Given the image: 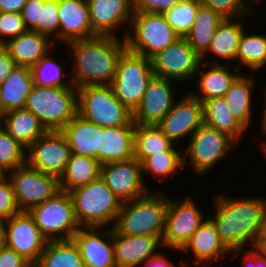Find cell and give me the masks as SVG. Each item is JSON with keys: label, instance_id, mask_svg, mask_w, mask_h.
<instances>
[{"label": "cell", "instance_id": "cell-2", "mask_svg": "<svg viewBox=\"0 0 266 267\" xmlns=\"http://www.w3.org/2000/svg\"><path fill=\"white\" fill-rule=\"evenodd\" d=\"M66 46L71 50L69 55L73 56L70 75L76 88L83 85H111L118 61L127 49L125 38L115 36H94L69 42Z\"/></svg>", "mask_w": 266, "mask_h": 267}, {"label": "cell", "instance_id": "cell-54", "mask_svg": "<svg viewBox=\"0 0 266 267\" xmlns=\"http://www.w3.org/2000/svg\"><path fill=\"white\" fill-rule=\"evenodd\" d=\"M6 246L5 228L3 222H0V251Z\"/></svg>", "mask_w": 266, "mask_h": 267}, {"label": "cell", "instance_id": "cell-50", "mask_svg": "<svg viewBox=\"0 0 266 267\" xmlns=\"http://www.w3.org/2000/svg\"><path fill=\"white\" fill-rule=\"evenodd\" d=\"M17 67L8 51L0 46V85L5 82L11 72Z\"/></svg>", "mask_w": 266, "mask_h": 267}, {"label": "cell", "instance_id": "cell-6", "mask_svg": "<svg viewBox=\"0 0 266 267\" xmlns=\"http://www.w3.org/2000/svg\"><path fill=\"white\" fill-rule=\"evenodd\" d=\"M77 114L104 128L129 124L132 112L122 104L111 85H83L77 88Z\"/></svg>", "mask_w": 266, "mask_h": 267}, {"label": "cell", "instance_id": "cell-37", "mask_svg": "<svg viewBox=\"0 0 266 267\" xmlns=\"http://www.w3.org/2000/svg\"><path fill=\"white\" fill-rule=\"evenodd\" d=\"M33 267H84V264L78 247L71 239L48 241Z\"/></svg>", "mask_w": 266, "mask_h": 267}, {"label": "cell", "instance_id": "cell-40", "mask_svg": "<svg viewBox=\"0 0 266 267\" xmlns=\"http://www.w3.org/2000/svg\"><path fill=\"white\" fill-rule=\"evenodd\" d=\"M26 148L3 128L0 131V175L15 170L26 163Z\"/></svg>", "mask_w": 266, "mask_h": 267}, {"label": "cell", "instance_id": "cell-30", "mask_svg": "<svg viewBox=\"0 0 266 267\" xmlns=\"http://www.w3.org/2000/svg\"><path fill=\"white\" fill-rule=\"evenodd\" d=\"M33 85L31 68L17 66L0 85L3 114L12 110L24 109Z\"/></svg>", "mask_w": 266, "mask_h": 267}, {"label": "cell", "instance_id": "cell-41", "mask_svg": "<svg viewBox=\"0 0 266 267\" xmlns=\"http://www.w3.org/2000/svg\"><path fill=\"white\" fill-rule=\"evenodd\" d=\"M200 5L197 0H182L163 15L173 30L184 37L191 30Z\"/></svg>", "mask_w": 266, "mask_h": 267}, {"label": "cell", "instance_id": "cell-24", "mask_svg": "<svg viewBox=\"0 0 266 267\" xmlns=\"http://www.w3.org/2000/svg\"><path fill=\"white\" fill-rule=\"evenodd\" d=\"M192 253L196 267H211L217 260L228 257L230 253L222 245L213 221L206 217L199 228L191 235L180 253ZM200 265V266H198ZM202 265V266H201ZM213 267V266H212Z\"/></svg>", "mask_w": 266, "mask_h": 267}, {"label": "cell", "instance_id": "cell-9", "mask_svg": "<svg viewBox=\"0 0 266 267\" xmlns=\"http://www.w3.org/2000/svg\"><path fill=\"white\" fill-rule=\"evenodd\" d=\"M154 76L150 58L126 49L118 61L111 87L115 97L133 112Z\"/></svg>", "mask_w": 266, "mask_h": 267}, {"label": "cell", "instance_id": "cell-25", "mask_svg": "<svg viewBox=\"0 0 266 267\" xmlns=\"http://www.w3.org/2000/svg\"><path fill=\"white\" fill-rule=\"evenodd\" d=\"M135 122L104 128L99 133V149L96 150V159L101 165L110 162L128 161L134 158V128Z\"/></svg>", "mask_w": 266, "mask_h": 267}, {"label": "cell", "instance_id": "cell-43", "mask_svg": "<svg viewBox=\"0 0 266 267\" xmlns=\"http://www.w3.org/2000/svg\"><path fill=\"white\" fill-rule=\"evenodd\" d=\"M59 12L58 0H46L41 7L38 33L46 35L58 44Z\"/></svg>", "mask_w": 266, "mask_h": 267}, {"label": "cell", "instance_id": "cell-57", "mask_svg": "<svg viewBox=\"0 0 266 267\" xmlns=\"http://www.w3.org/2000/svg\"><path fill=\"white\" fill-rule=\"evenodd\" d=\"M262 236H266V209H265L264 229H263V235Z\"/></svg>", "mask_w": 266, "mask_h": 267}, {"label": "cell", "instance_id": "cell-55", "mask_svg": "<svg viewBox=\"0 0 266 267\" xmlns=\"http://www.w3.org/2000/svg\"><path fill=\"white\" fill-rule=\"evenodd\" d=\"M257 247L266 256V236H262L257 244Z\"/></svg>", "mask_w": 266, "mask_h": 267}, {"label": "cell", "instance_id": "cell-19", "mask_svg": "<svg viewBox=\"0 0 266 267\" xmlns=\"http://www.w3.org/2000/svg\"><path fill=\"white\" fill-rule=\"evenodd\" d=\"M89 8L90 23L92 26V37L115 36L123 25L126 38L129 31L131 18L133 16V0H87Z\"/></svg>", "mask_w": 266, "mask_h": 267}, {"label": "cell", "instance_id": "cell-45", "mask_svg": "<svg viewBox=\"0 0 266 267\" xmlns=\"http://www.w3.org/2000/svg\"><path fill=\"white\" fill-rule=\"evenodd\" d=\"M20 212L13 192V187L6 175H0V222L8 220Z\"/></svg>", "mask_w": 266, "mask_h": 267}, {"label": "cell", "instance_id": "cell-32", "mask_svg": "<svg viewBox=\"0 0 266 267\" xmlns=\"http://www.w3.org/2000/svg\"><path fill=\"white\" fill-rule=\"evenodd\" d=\"M101 163L96 158L71 154L64 173L59 178L60 190L69 192L98 179Z\"/></svg>", "mask_w": 266, "mask_h": 267}, {"label": "cell", "instance_id": "cell-20", "mask_svg": "<svg viewBox=\"0 0 266 267\" xmlns=\"http://www.w3.org/2000/svg\"><path fill=\"white\" fill-rule=\"evenodd\" d=\"M72 240L79 249L84 267H116L113 227H81Z\"/></svg>", "mask_w": 266, "mask_h": 267}, {"label": "cell", "instance_id": "cell-3", "mask_svg": "<svg viewBox=\"0 0 266 267\" xmlns=\"http://www.w3.org/2000/svg\"><path fill=\"white\" fill-rule=\"evenodd\" d=\"M168 195L160 189L135 200L122 202L113 229L120 235L155 236L162 240L165 231Z\"/></svg>", "mask_w": 266, "mask_h": 267}, {"label": "cell", "instance_id": "cell-52", "mask_svg": "<svg viewBox=\"0 0 266 267\" xmlns=\"http://www.w3.org/2000/svg\"><path fill=\"white\" fill-rule=\"evenodd\" d=\"M28 0H0V12L21 13Z\"/></svg>", "mask_w": 266, "mask_h": 267}, {"label": "cell", "instance_id": "cell-28", "mask_svg": "<svg viewBox=\"0 0 266 267\" xmlns=\"http://www.w3.org/2000/svg\"><path fill=\"white\" fill-rule=\"evenodd\" d=\"M255 75L241 74L231 84L230 89L223 96L229 105V110L235 119L248 131L251 129L253 119V95L255 85ZM252 92V93H251Z\"/></svg>", "mask_w": 266, "mask_h": 267}, {"label": "cell", "instance_id": "cell-51", "mask_svg": "<svg viewBox=\"0 0 266 267\" xmlns=\"http://www.w3.org/2000/svg\"><path fill=\"white\" fill-rule=\"evenodd\" d=\"M168 256V254L165 255V252L159 251L157 254L149 257L143 267H178V264L175 265Z\"/></svg>", "mask_w": 266, "mask_h": 267}, {"label": "cell", "instance_id": "cell-49", "mask_svg": "<svg viewBox=\"0 0 266 267\" xmlns=\"http://www.w3.org/2000/svg\"><path fill=\"white\" fill-rule=\"evenodd\" d=\"M0 267H33L15 250L5 246L0 251Z\"/></svg>", "mask_w": 266, "mask_h": 267}, {"label": "cell", "instance_id": "cell-33", "mask_svg": "<svg viewBox=\"0 0 266 267\" xmlns=\"http://www.w3.org/2000/svg\"><path fill=\"white\" fill-rule=\"evenodd\" d=\"M204 124L227 133L237 143L247 130L235 119L223 97L203 101Z\"/></svg>", "mask_w": 266, "mask_h": 267}, {"label": "cell", "instance_id": "cell-12", "mask_svg": "<svg viewBox=\"0 0 266 267\" xmlns=\"http://www.w3.org/2000/svg\"><path fill=\"white\" fill-rule=\"evenodd\" d=\"M6 176L12 184L20 211L28 212L61 191L58 177L43 173L27 163L7 173Z\"/></svg>", "mask_w": 266, "mask_h": 267}, {"label": "cell", "instance_id": "cell-46", "mask_svg": "<svg viewBox=\"0 0 266 267\" xmlns=\"http://www.w3.org/2000/svg\"><path fill=\"white\" fill-rule=\"evenodd\" d=\"M182 0H133V12L164 14Z\"/></svg>", "mask_w": 266, "mask_h": 267}, {"label": "cell", "instance_id": "cell-5", "mask_svg": "<svg viewBox=\"0 0 266 267\" xmlns=\"http://www.w3.org/2000/svg\"><path fill=\"white\" fill-rule=\"evenodd\" d=\"M25 109L32 112L47 131H61L77 115V88L33 85Z\"/></svg>", "mask_w": 266, "mask_h": 267}, {"label": "cell", "instance_id": "cell-14", "mask_svg": "<svg viewBox=\"0 0 266 267\" xmlns=\"http://www.w3.org/2000/svg\"><path fill=\"white\" fill-rule=\"evenodd\" d=\"M71 149L61 131H47L26 150V163L58 178L64 173Z\"/></svg>", "mask_w": 266, "mask_h": 267}, {"label": "cell", "instance_id": "cell-23", "mask_svg": "<svg viewBox=\"0 0 266 267\" xmlns=\"http://www.w3.org/2000/svg\"><path fill=\"white\" fill-rule=\"evenodd\" d=\"M113 245L116 267H143L149 257L163 248L162 240L158 237L120 235L114 229Z\"/></svg>", "mask_w": 266, "mask_h": 267}, {"label": "cell", "instance_id": "cell-18", "mask_svg": "<svg viewBox=\"0 0 266 267\" xmlns=\"http://www.w3.org/2000/svg\"><path fill=\"white\" fill-rule=\"evenodd\" d=\"M181 97L157 124V127L178 146L183 139L185 140L188 135L190 138L204 124L203 103L189 92Z\"/></svg>", "mask_w": 266, "mask_h": 267}, {"label": "cell", "instance_id": "cell-39", "mask_svg": "<svg viewBox=\"0 0 266 267\" xmlns=\"http://www.w3.org/2000/svg\"><path fill=\"white\" fill-rule=\"evenodd\" d=\"M141 169L144 182L145 175L149 173L161 183L169 176L174 178L175 174H179V171L184 169L183 151H163L148 156L141 162Z\"/></svg>", "mask_w": 266, "mask_h": 267}, {"label": "cell", "instance_id": "cell-16", "mask_svg": "<svg viewBox=\"0 0 266 267\" xmlns=\"http://www.w3.org/2000/svg\"><path fill=\"white\" fill-rule=\"evenodd\" d=\"M100 176L122 202L143 197L151 191L144 182L141 162L136 158L105 163L101 165Z\"/></svg>", "mask_w": 266, "mask_h": 267}, {"label": "cell", "instance_id": "cell-47", "mask_svg": "<svg viewBox=\"0 0 266 267\" xmlns=\"http://www.w3.org/2000/svg\"><path fill=\"white\" fill-rule=\"evenodd\" d=\"M46 0H28L21 11L22 18L28 31L38 32L41 7Z\"/></svg>", "mask_w": 266, "mask_h": 267}, {"label": "cell", "instance_id": "cell-10", "mask_svg": "<svg viewBox=\"0 0 266 267\" xmlns=\"http://www.w3.org/2000/svg\"><path fill=\"white\" fill-rule=\"evenodd\" d=\"M28 212L48 241L71 240L81 228L74 214L71 197L65 191L58 192Z\"/></svg>", "mask_w": 266, "mask_h": 267}, {"label": "cell", "instance_id": "cell-31", "mask_svg": "<svg viewBox=\"0 0 266 267\" xmlns=\"http://www.w3.org/2000/svg\"><path fill=\"white\" fill-rule=\"evenodd\" d=\"M2 120L3 129L26 149L47 132L39 119L25 108L4 113Z\"/></svg>", "mask_w": 266, "mask_h": 267}, {"label": "cell", "instance_id": "cell-26", "mask_svg": "<svg viewBox=\"0 0 266 267\" xmlns=\"http://www.w3.org/2000/svg\"><path fill=\"white\" fill-rule=\"evenodd\" d=\"M244 18L245 17L225 18L216 29L210 46L208 47L207 51L201 56V61L207 63V59H209L208 56H210L211 54L213 58L216 57V60H211V63L221 64V60L223 59L226 64L234 63L233 65H235L240 37L245 30L244 26H246L242 22ZM217 58H219L220 61Z\"/></svg>", "mask_w": 266, "mask_h": 267}, {"label": "cell", "instance_id": "cell-29", "mask_svg": "<svg viewBox=\"0 0 266 267\" xmlns=\"http://www.w3.org/2000/svg\"><path fill=\"white\" fill-rule=\"evenodd\" d=\"M72 154L96 158L101 126L76 115L62 130Z\"/></svg>", "mask_w": 266, "mask_h": 267}, {"label": "cell", "instance_id": "cell-17", "mask_svg": "<svg viewBox=\"0 0 266 267\" xmlns=\"http://www.w3.org/2000/svg\"><path fill=\"white\" fill-rule=\"evenodd\" d=\"M176 85L174 80L154 76L140 103L132 112L135 124L157 125L170 112L179 98Z\"/></svg>", "mask_w": 266, "mask_h": 267}, {"label": "cell", "instance_id": "cell-36", "mask_svg": "<svg viewBox=\"0 0 266 267\" xmlns=\"http://www.w3.org/2000/svg\"><path fill=\"white\" fill-rule=\"evenodd\" d=\"M247 33V34H246ZM238 62V64H237ZM235 67H246L249 74L262 71L266 67V35L243 31L235 59Z\"/></svg>", "mask_w": 266, "mask_h": 267}, {"label": "cell", "instance_id": "cell-4", "mask_svg": "<svg viewBox=\"0 0 266 267\" xmlns=\"http://www.w3.org/2000/svg\"><path fill=\"white\" fill-rule=\"evenodd\" d=\"M68 193L76 220L81 227L114 226L122 201L106 185L101 176Z\"/></svg>", "mask_w": 266, "mask_h": 267}, {"label": "cell", "instance_id": "cell-42", "mask_svg": "<svg viewBox=\"0 0 266 267\" xmlns=\"http://www.w3.org/2000/svg\"><path fill=\"white\" fill-rule=\"evenodd\" d=\"M201 5L212 8L224 18L251 16L257 9L252 0H197ZM255 4V5H254ZM256 8V9H255Z\"/></svg>", "mask_w": 266, "mask_h": 267}, {"label": "cell", "instance_id": "cell-44", "mask_svg": "<svg viewBox=\"0 0 266 267\" xmlns=\"http://www.w3.org/2000/svg\"><path fill=\"white\" fill-rule=\"evenodd\" d=\"M21 13L0 12V45H5L9 40L26 33Z\"/></svg>", "mask_w": 266, "mask_h": 267}, {"label": "cell", "instance_id": "cell-13", "mask_svg": "<svg viewBox=\"0 0 266 267\" xmlns=\"http://www.w3.org/2000/svg\"><path fill=\"white\" fill-rule=\"evenodd\" d=\"M156 77L174 80L177 83L192 81L201 63V56L184 37L159 51L151 58Z\"/></svg>", "mask_w": 266, "mask_h": 267}, {"label": "cell", "instance_id": "cell-38", "mask_svg": "<svg viewBox=\"0 0 266 267\" xmlns=\"http://www.w3.org/2000/svg\"><path fill=\"white\" fill-rule=\"evenodd\" d=\"M55 46L45 56H43L36 64L31 67L34 85L43 87H63V88H76L71 80V72L67 74L65 71V64H60V61L54 58L53 51ZM53 56V57H52ZM64 67V68H63ZM69 79H64L65 76ZM70 76V77H69Z\"/></svg>", "mask_w": 266, "mask_h": 267}, {"label": "cell", "instance_id": "cell-1", "mask_svg": "<svg viewBox=\"0 0 266 267\" xmlns=\"http://www.w3.org/2000/svg\"><path fill=\"white\" fill-rule=\"evenodd\" d=\"M215 196L214 214L209 217L225 249L231 253L256 247L263 235L266 197Z\"/></svg>", "mask_w": 266, "mask_h": 267}, {"label": "cell", "instance_id": "cell-34", "mask_svg": "<svg viewBox=\"0 0 266 267\" xmlns=\"http://www.w3.org/2000/svg\"><path fill=\"white\" fill-rule=\"evenodd\" d=\"M225 18L212 8L200 5L191 30L184 36L192 48L202 56L210 46L216 29Z\"/></svg>", "mask_w": 266, "mask_h": 267}, {"label": "cell", "instance_id": "cell-22", "mask_svg": "<svg viewBox=\"0 0 266 267\" xmlns=\"http://www.w3.org/2000/svg\"><path fill=\"white\" fill-rule=\"evenodd\" d=\"M210 64L211 65H209L208 62L201 61L195 74V80L198 77L196 83L198 91H189V93L200 102L211 98L223 97L230 89L231 84L241 74V70L236 68L233 64L231 66L232 69L230 68L231 64Z\"/></svg>", "mask_w": 266, "mask_h": 267}, {"label": "cell", "instance_id": "cell-7", "mask_svg": "<svg viewBox=\"0 0 266 267\" xmlns=\"http://www.w3.org/2000/svg\"><path fill=\"white\" fill-rule=\"evenodd\" d=\"M189 144L183 150L184 168L190 166L193 175L207 176L215 165L220 163L231 150L239 145L227 133L210 128L203 124L190 138ZM185 158H188L187 161ZM188 164V165H187Z\"/></svg>", "mask_w": 266, "mask_h": 267}, {"label": "cell", "instance_id": "cell-60", "mask_svg": "<svg viewBox=\"0 0 266 267\" xmlns=\"http://www.w3.org/2000/svg\"><path fill=\"white\" fill-rule=\"evenodd\" d=\"M254 3L256 2V5L261 2L260 0H252Z\"/></svg>", "mask_w": 266, "mask_h": 267}, {"label": "cell", "instance_id": "cell-11", "mask_svg": "<svg viewBox=\"0 0 266 267\" xmlns=\"http://www.w3.org/2000/svg\"><path fill=\"white\" fill-rule=\"evenodd\" d=\"M205 219L206 214L189 194L183 200L178 198L175 200L172 196H168L165 231L162 238L163 249L171 248L179 253Z\"/></svg>", "mask_w": 266, "mask_h": 267}, {"label": "cell", "instance_id": "cell-48", "mask_svg": "<svg viewBox=\"0 0 266 267\" xmlns=\"http://www.w3.org/2000/svg\"><path fill=\"white\" fill-rule=\"evenodd\" d=\"M245 250V251H244ZM243 252V254H242ZM234 255L237 257L239 256V254L242 256L241 257V262H242V267H266V256L262 253V251L256 246V247H251V249L249 248H245L242 250H237V251H233L230 253V255Z\"/></svg>", "mask_w": 266, "mask_h": 267}, {"label": "cell", "instance_id": "cell-56", "mask_svg": "<svg viewBox=\"0 0 266 267\" xmlns=\"http://www.w3.org/2000/svg\"><path fill=\"white\" fill-rule=\"evenodd\" d=\"M266 137V136H265ZM264 141V142H263ZM261 141V146L259 145V149H262V153H264L263 155H266V139ZM266 158V156H264Z\"/></svg>", "mask_w": 266, "mask_h": 267}, {"label": "cell", "instance_id": "cell-15", "mask_svg": "<svg viewBox=\"0 0 266 267\" xmlns=\"http://www.w3.org/2000/svg\"><path fill=\"white\" fill-rule=\"evenodd\" d=\"M6 246L34 266L48 240L42 235L34 219L27 211H20L3 221Z\"/></svg>", "mask_w": 266, "mask_h": 267}, {"label": "cell", "instance_id": "cell-8", "mask_svg": "<svg viewBox=\"0 0 266 267\" xmlns=\"http://www.w3.org/2000/svg\"><path fill=\"white\" fill-rule=\"evenodd\" d=\"M179 38L163 14L133 12L125 40L129 51L151 58Z\"/></svg>", "mask_w": 266, "mask_h": 267}, {"label": "cell", "instance_id": "cell-53", "mask_svg": "<svg viewBox=\"0 0 266 267\" xmlns=\"http://www.w3.org/2000/svg\"><path fill=\"white\" fill-rule=\"evenodd\" d=\"M264 96H266V86H264ZM265 98V105L263 106L264 107V110H263V115L261 116L262 117V119H261V124H259L260 125V130H261V132L262 133H260V134H262V135H265L266 136V97H264Z\"/></svg>", "mask_w": 266, "mask_h": 267}, {"label": "cell", "instance_id": "cell-27", "mask_svg": "<svg viewBox=\"0 0 266 267\" xmlns=\"http://www.w3.org/2000/svg\"><path fill=\"white\" fill-rule=\"evenodd\" d=\"M55 46L49 37L35 31H27L3 45L17 66L30 68Z\"/></svg>", "mask_w": 266, "mask_h": 267}, {"label": "cell", "instance_id": "cell-59", "mask_svg": "<svg viewBox=\"0 0 266 267\" xmlns=\"http://www.w3.org/2000/svg\"><path fill=\"white\" fill-rule=\"evenodd\" d=\"M3 128V120H2V115H0V131Z\"/></svg>", "mask_w": 266, "mask_h": 267}, {"label": "cell", "instance_id": "cell-21", "mask_svg": "<svg viewBox=\"0 0 266 267\" xmlns=\"http://www.w3.org/2000/svg\"><path fill=\"white\" fill-rule=\"evenodd\" d=\"M58 42L65 45L72 41L92 37L87 0H58ZM60 41L62 43H60Z\"/></svg>", "mask_w": 266, "mask_h": 267}, {"label": "cell", "instance_id": "cell-58", "mask_svg": "<svg viewBox=\"0 0 266 267\" xmlns=\"http://www.w3.org/2000/svg\"><path fill=\"white\" fill-rule=\"evenodd\" d=\"M0 115H3V108H2L1 95H0Z\"/></svg>", "mask_w": 266, "mask_h": 267}, {"label": "cell", "instance_id": "cell-35", "mask_svg": "<svg viewBox=\"0 0 266 267\" xmlns=\"http://www.w3.org/2000/svg\"><path fill=\"white\" fill-rule=\"evenodd\" d=\"M134 158L142 162L146 157L163 151H182L157 125L136 124L134 128ZM177 147V149L175 148ZM180 149V150H179Z\"/></svg>", "mask_w": 266, "mask_h": 267}]
</instances>
